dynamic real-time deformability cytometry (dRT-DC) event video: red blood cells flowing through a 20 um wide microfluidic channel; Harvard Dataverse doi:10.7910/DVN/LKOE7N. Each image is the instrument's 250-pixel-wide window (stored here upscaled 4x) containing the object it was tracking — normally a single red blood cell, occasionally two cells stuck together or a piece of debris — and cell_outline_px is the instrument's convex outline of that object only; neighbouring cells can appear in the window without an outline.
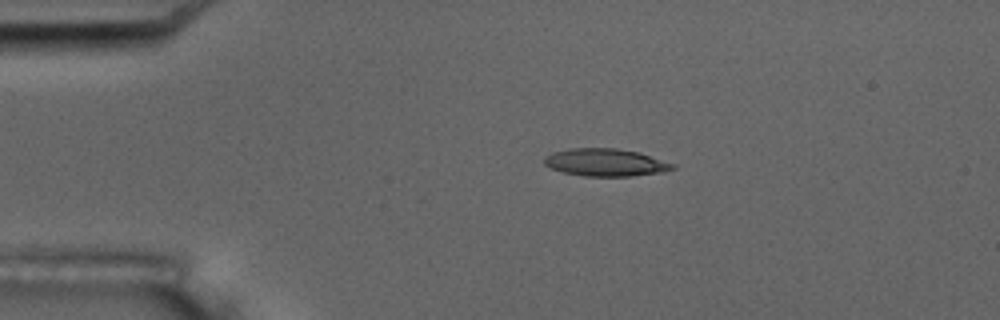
{"species": "common noctule bat (a hibernating species)", "species_latin": "Nyctalus noctula", "temperature_condition": "room temperature", "stored_images_in_passage": 16, "camera_frame_rate_fps": 3000, "um_per_image_px": 0.085, "animal": {"sex": "male", "body_mass_g": 17.5, "forearm_length_mm": 52.3}, "frame": {"image": 1, "passage_image": 3, "time_ms": 2.333, "image_size_px": [1000, 320], "cell_outline_px": [[676, 168], [664, 172], [632, 176], [584, 176], [564, 172], [552, 168], [544, 164], [544, 156], [552, 152], [568, 148], [616, 148], [640, 152], [676, 164]], "centroid_in_image_um": [51.5, 13.8], "position_along_channel_um": 33.5, "area_um2": 20.81}}
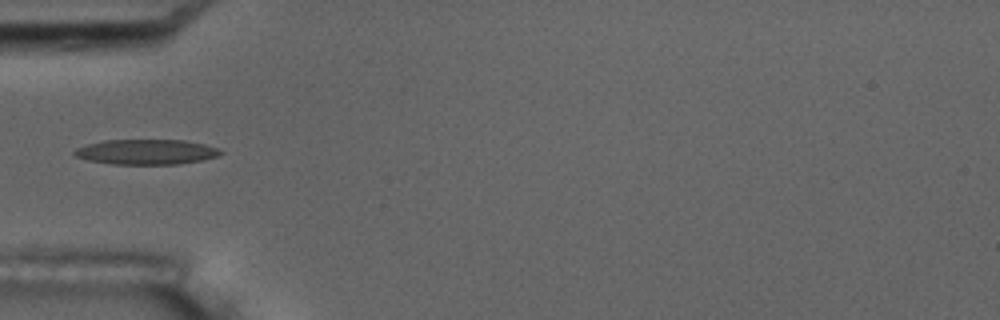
{"frame": {"image": 2, "passage_image": 5, "time_ms": 4.667, "image_size_px": [1000, 320], "cell_outline_px": [[224, 152], [220, 156], [204, 160], [176, 164], [112, 164], [88, 160], [76, 156], [72, 152], [76, 148], [84, 144], [104, 140], [184, 140], [204, 144], [216, 148]], "centroid_in_image_um": [12.43, 12.91], "position_along_channel_um": 72.6, "area_um2": 21.5}, "authors_computed_cell_mechanics": {"area_um2": 20.4612, "velocity_mm_per_s": 3.5254, "shape_relaxation_time_tau1_ms": 7.7305, "shape_relaxation_time_tau2_ms": 6.9548, "deformation_change_tau1": 0.2091, "deformation_change_tau2": 0.1987}}